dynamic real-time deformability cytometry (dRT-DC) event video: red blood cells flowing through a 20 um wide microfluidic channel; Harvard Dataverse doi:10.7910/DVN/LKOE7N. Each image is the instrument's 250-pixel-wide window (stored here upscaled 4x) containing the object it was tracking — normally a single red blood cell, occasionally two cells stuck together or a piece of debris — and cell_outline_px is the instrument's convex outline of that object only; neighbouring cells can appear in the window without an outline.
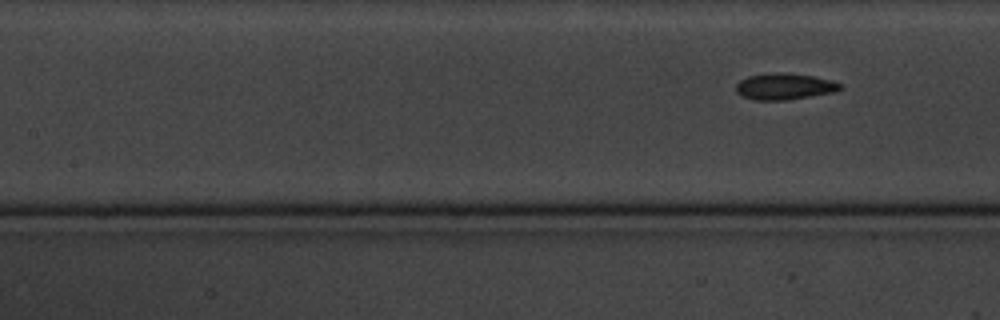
{"species": "common noctule bat (a hibernating species)", "species_latin": "Nyctalus noctula", "temperature_condition": "cold", "stored_images_in_passage": 9, "segment_of_instrument_passage": [2, 2], "camera_frame_rate_fps": 3000, "um_per_image_px": 0.085, "animal": {"sex": "male", "body_mass_g": 20.1, "forearm_length_mm": 53.5}, "frame": {"image": 1, "passage_image": 9, "time_ms": 9.0, "image_size_px": [1000, 320], "cell_outline_px": [[844, 88], [836, 92], [784, 100], [752, 100], [740, 96], [736, 92], [736, 84], [740, 80], [748, 76], [768, 72], [788, 72], [816, 76], [832, 80], [844, 84]], "centroid_in_image_um": [66.7, 7.33], "position_along_channel_um": 140.7, "area_um2": 16.53}}